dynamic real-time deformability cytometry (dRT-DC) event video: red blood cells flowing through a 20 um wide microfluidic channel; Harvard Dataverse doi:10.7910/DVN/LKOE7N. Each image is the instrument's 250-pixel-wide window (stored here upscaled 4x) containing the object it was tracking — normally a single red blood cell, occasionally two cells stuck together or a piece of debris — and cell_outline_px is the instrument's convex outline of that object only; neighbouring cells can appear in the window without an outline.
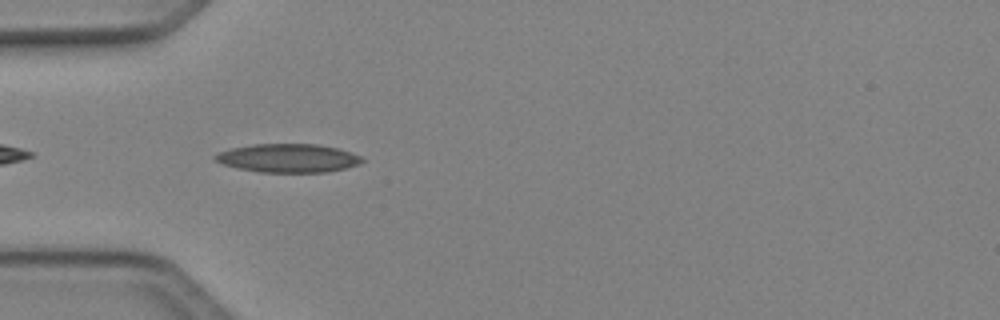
{"species": "Egyptian fruit bat (a non-hibernating species)", "species_latin": "Rousettus aegyptiacus", "temperature_condition": "cold", "stored_images_in_passage": 6, "camera_frame_rate_fps": 3000, "um_per_image_px": 0.085, "animal": {"sex": "female"}, "frame": {"image": 1, "passage_image": 2, "time_ms": 0.333, "image_size_px": [1000, 320], "cell_outline_px": [[364, 160], [360, 164], [328, 172], [260, 172], [240, 168], [224, 164], [216, 160], [212, 156], [220, 152], [232, 148], [252, 144], [316, 144], [340, 148], [352, 152], [360, 156]], "centroid_in_image_um": [24.54, 13.43], "position_along_channel_um": 60.5, "area_um2": 24.33}}